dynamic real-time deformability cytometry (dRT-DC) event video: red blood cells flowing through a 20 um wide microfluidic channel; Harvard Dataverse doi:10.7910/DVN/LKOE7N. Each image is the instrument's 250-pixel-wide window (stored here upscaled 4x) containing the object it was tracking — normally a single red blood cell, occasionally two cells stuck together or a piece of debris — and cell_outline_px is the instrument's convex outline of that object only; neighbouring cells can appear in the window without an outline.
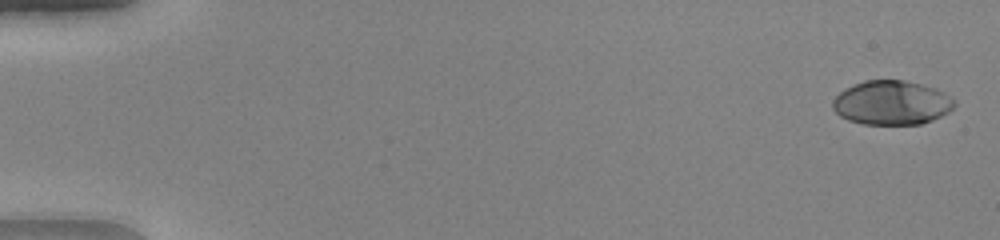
{"species": "human", "species_latin": "Homo sapiens", "temperature_condition": "warm", "stored_images_in_passage": 51, "camera_frame_rate_fps": 3000, "um_per_image_px": 0.085, "donor": {"sex": "female"}, "frame": {"image": 1, "passage_image": 2, "time_ms": 0.333, "image_size_px": [1000, 240], "cell_outline_px": [[956, 104], [948, 112], [932, 120], [920, 124], [864, 124], [848, 120], [840, 116], [832, 108], [832, 100], [844, 88], [852, 84], [864, 80], [904, 80], [936, 88], [952, 96], [956, 100]], "centroid_in_image_um": [75.79, 8.72], "position_along_channel_um": 9.2, "area_um2": 31.56}}
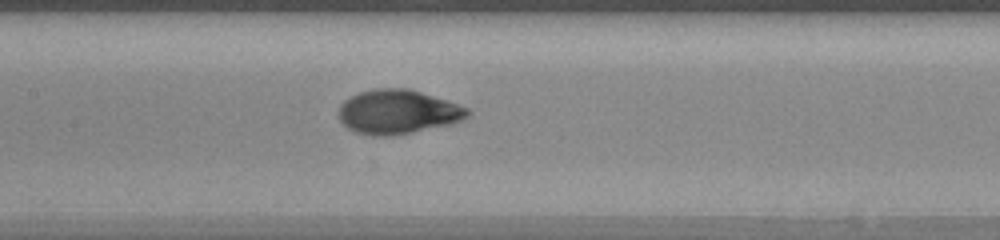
{"frame": {"image": 2, "passage_image": 26, "time_ms": 8.333, "image_size_px": [1000, 240], "cell_outline_px": [[472, 112], [464, 120], [452, 124], [392, 136], [372, 136], [356, 132], [348, 128], [340, 120], [336, 112], [340, 104], [344, 100], [360, 92], [372, 88], [408, 88], [468, 108]], "centroid_in_image_um": [33.78, 9.52], "position_along_channel_um": 173.6, "area_um2": 33.29}}
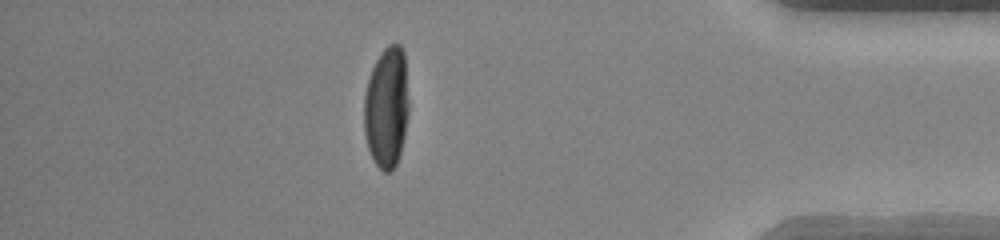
{"frame": {"image": 3, "passage_image": 45, "time_ms": 14.667, "image_size_px": [1000, 240], "cell_outline_px": [[408, 112], [404, 136], [400, 152], [396, 164], [392, 172], [384, 172], [376, 164], [368, 148], [364, 132], [364, 96], [368, 80], [372, 68], [376, 60], [384, 48], [388, 44], [400, 44], [404, 52], [408, 100]], "centroid_in_image_um": [32.85, 9.12], "position_along_channel_um": 402.3, "area_um2": 31.5}, "authors_computed_cell_mechanics": {"area_um2": 31.9056, "velocity_mm_per_s": 4.1536, "shape_relaxation_time_tau1_ms": 4.1249, "shape_relaxation_time_tau2_ms": null, "deformation_change_tau1": 0.2579, "deformation_change_tau2": null}}